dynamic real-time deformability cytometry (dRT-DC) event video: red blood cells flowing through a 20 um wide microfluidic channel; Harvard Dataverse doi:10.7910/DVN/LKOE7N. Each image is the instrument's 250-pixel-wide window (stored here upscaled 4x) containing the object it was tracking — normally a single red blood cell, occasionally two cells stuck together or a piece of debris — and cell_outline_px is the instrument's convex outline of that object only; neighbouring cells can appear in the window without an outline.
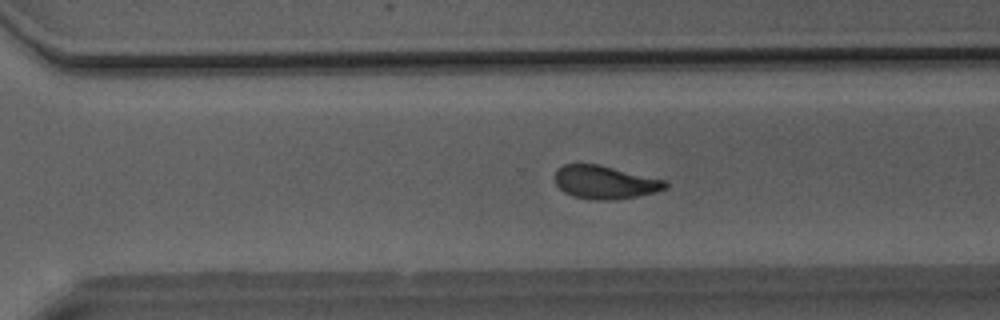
{"species": "Egyptian fruit bat (a non-hibernating species)", "species_latin": "Rousettus aegyptiacus", "temperature_condition": "room temperature", "stored_images_in_passage": 51, "segment_of_instrument_passage": [1, 2], "camera_frame_rate_fps": 3000, "um_per_image_px": 0.085, "animal": {"sex": "male"}, "frame": {"image": 1, "passage_image": 35, "time_ms": 11.333, "image_size_px": [1000, 320], "cell_outline_px": [[668, 188], [656, 192], [636, 196], [608, 200], [600, 200], [572, 196], [564, 192], [556, 184], [556, 168], [564, 164], [600, 164], [668, 180]], "centroid_in_image_um": [51.46, 15.47], "position_along_channel_um": 319.1, "area_um2": 21.5}}
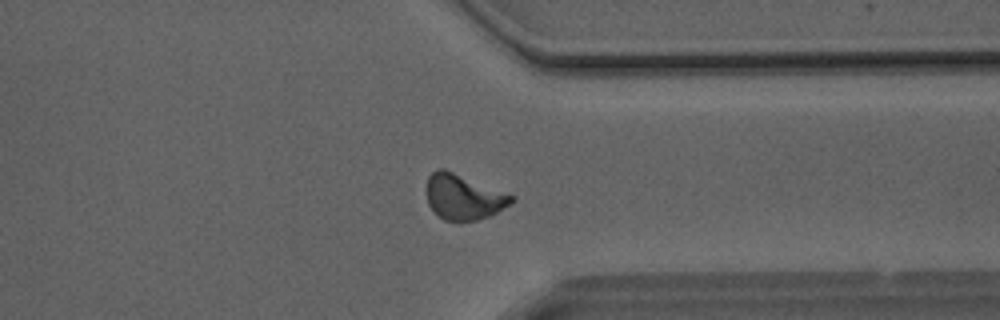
{"frame": {"image": 2, "passage_image": 39, "time_ms": 12.667, "image_size_px": [1000, 320], "cell_outline_px": [[516, 200], [512, 204], [488, 216], [476, 220], [460, 224], [444, 220], [428, 204], [428, 176], [436, 168], [444, 168], [516, 196]], "centroid_in_image_um": [39.44, 16.76], "position_along_channel_um": 372.0, "area_um2": 22.66}}
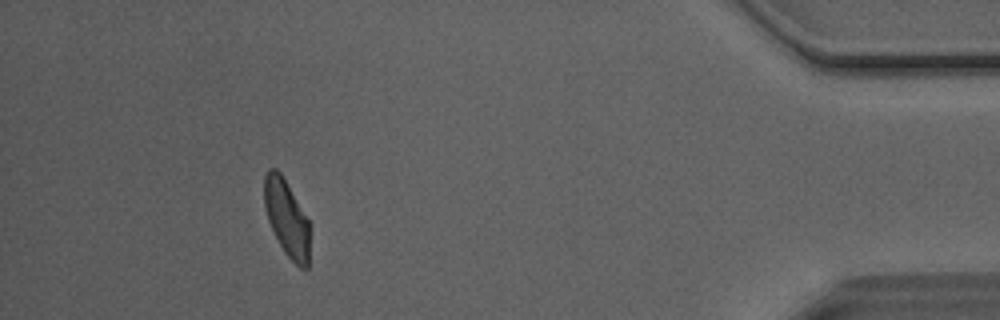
{"frame": {"image": 3, "passage_image": 46, "time_ms": 15.0, "image_size_px": [1000, 320], "cell_outline_px": [[312, 224], [308, 268], [300, 268], [284, 252], [268, 220], [264, 204], [264, 176], [268, 168], [276, 168], [280, 172]], "centroid_in_image_um": [24.42, 18.55], "position_along_channel_um": 410.8, "area_um2": 20.69}}